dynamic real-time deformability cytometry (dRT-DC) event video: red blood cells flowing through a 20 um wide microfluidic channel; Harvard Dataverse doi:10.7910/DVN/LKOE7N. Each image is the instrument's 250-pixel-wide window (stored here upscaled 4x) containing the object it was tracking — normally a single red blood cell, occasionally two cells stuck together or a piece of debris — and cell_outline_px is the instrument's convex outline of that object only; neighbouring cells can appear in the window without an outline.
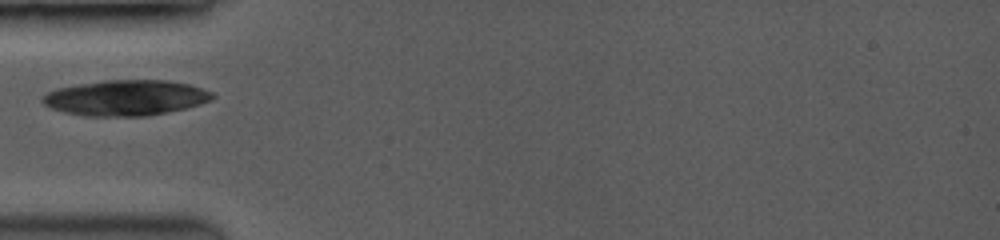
{"species": "common noctule bat (a hibernating species)", "species_latin": "Nyctalus noctula", "temperature_condition": "room temperature", "stored_images_in_passage": 30, "camera_frame_rate_fps": 3500, "um_per_image_px": 0.085, "animal": {"sex": "female", "body_mass_g": 19.0, "forearm_length_mm": 53.3}, "frame": {"image": 1, "passage_image": 1, "time_ms": 0.0, "image_size_px": [1000, 240], "cell_outline_px": [[216, 96], [212, 100], [200, 104], [184, 108], [144, 116], [88, 116], [64, 112], [52, 108], [44, 104], [40, 100], [48, 92], [56, 88], [104, 80], [164, 80], [188, 84], [212, 92]], "centroid_in_image_um": [10.68, 8.31], "position_along_channel_um": 74.3, "area_um2": 34.85}}